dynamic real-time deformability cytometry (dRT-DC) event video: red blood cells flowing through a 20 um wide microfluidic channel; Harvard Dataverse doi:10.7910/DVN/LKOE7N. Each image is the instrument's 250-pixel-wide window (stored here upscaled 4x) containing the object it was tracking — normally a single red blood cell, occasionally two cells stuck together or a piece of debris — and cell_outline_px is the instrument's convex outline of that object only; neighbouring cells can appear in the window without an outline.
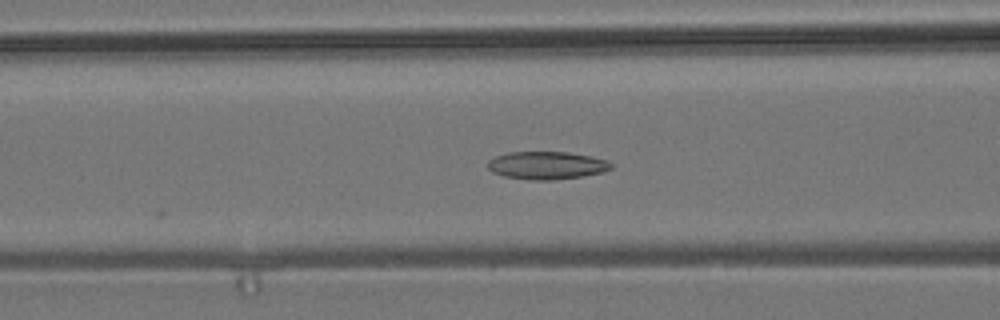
{"species": "common noctule bat (a hibernating species)", "species_latin": "Nyctalus noctula", "temperature_condition": "room temperature", "stored_images_in_passage": 6, "camera_frame_rate_fps": 3000, "um_per_image_px": 0.085, "animal": {"sex": "male", "body_mass_g": 19.2, "forearm_length_mm": 51.8}, "frame": {"image": 1, "passage_image": 6, "time_ms": 7.0, "image_size_px": [1000, 320], "cell_outline_px": [[612, 168], [604, 172], [556, 180], [532, 180], [504, 176], [492, 172], [488, 168], [488, 160], [496, 156], [508, 152], [568, 152], [608, 160], [612, 164]], "centroid_in_image_um": [46.47, 14.06], "position_along_channel_um": 120.1, "area_um2": 19.94}}